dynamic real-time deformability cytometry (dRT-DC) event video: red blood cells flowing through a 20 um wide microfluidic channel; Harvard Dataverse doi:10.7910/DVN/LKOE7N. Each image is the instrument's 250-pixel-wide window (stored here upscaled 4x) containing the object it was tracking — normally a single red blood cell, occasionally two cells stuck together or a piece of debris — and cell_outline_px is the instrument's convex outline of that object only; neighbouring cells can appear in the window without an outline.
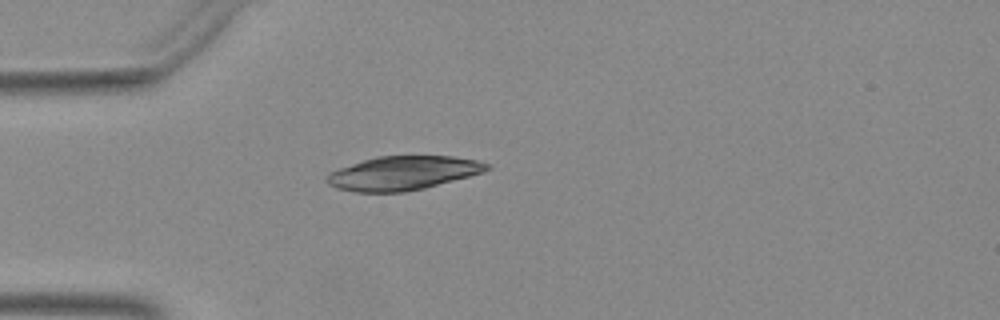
{"species": "Egyptian fruit bat (a non-hibernating species)", "species_latin": "Rousettus aegyptiacus", "temperature_condition": "warm", "stored_images_in_passage": 29, "camera_frame_rate_fps": 3000, "um_per_image_px": 0.085, "animal": {"sex": "female"}, "frame": {"image": 1, "passage_image": 1, "time_ms": 0.0, "image_size_px": [1000, 320], "cell_outline_px": [[492, 168], [484, 172], [424, 188], [404, 192], [356, 192], [336, 188], [328, 184], [324, 180], [324, 176], [328, 172], [376, 156], [452, 156], [476, 160], [488, 164]], "centroid_in_image_um": [34.22, 14.71], "position_along_channel_um": 50.8, "area_um2": 31.56}}
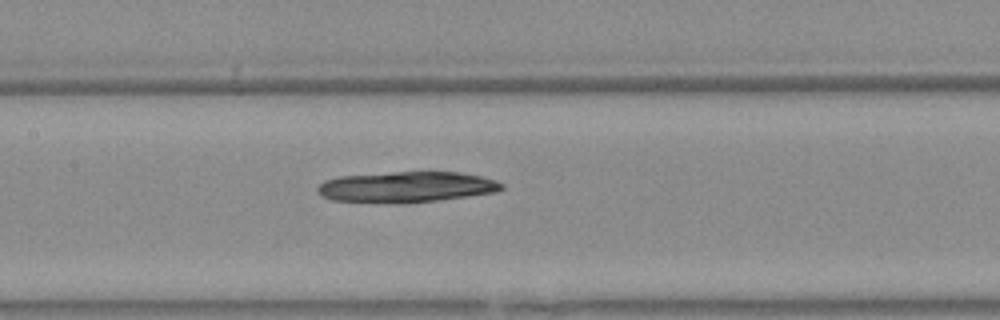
{"frame": {"image": 2, "passage_image": 11, "time_ms": 3.333, "image_size_px": [1000, 320], "cell_outline_px": [[504, 188], [496, 192], [468, 196], [404, 204], [396, 204], [332, 200], [320, 196], [316, 192], [316, 188], [324, 180], [340, 176], [392, 172], [460, 172], [480, 176], [496, 180], [504, 184]], "centroid_in_image_um": [34.51, 15.9], "position_along_channel_um": 172.9, "area_um2": 33.35}}
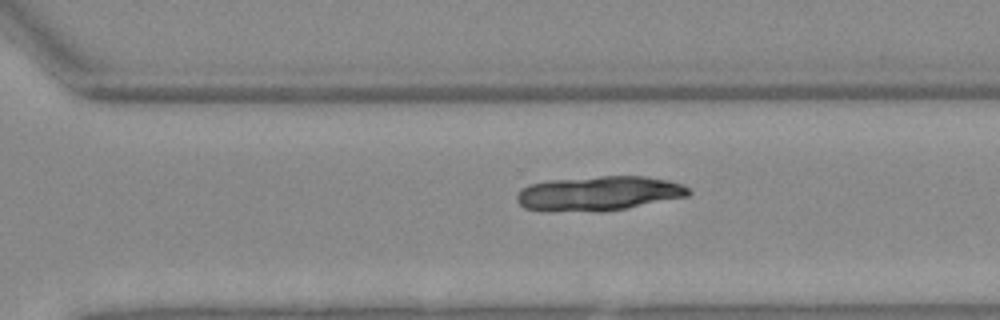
{"frame": {"image": 3, "passage_image": 22, "time_ms": 7.0, "image_size_px": [1000, 320], "cell_outline_px": [[692, 192], [688, 196], [628, 208], [604, 212], [548, 212], [524, 208], [516, 200], [516, 196], [520, 188], [528, 184], [548, 180], [600, 176], [644, 176], [668, 180], [680, 184], [688, 188]], "centroid_in_image_um": [50.83, 16.46], "position_along_channel_um": 319.8, "area_um2": 35.26}}